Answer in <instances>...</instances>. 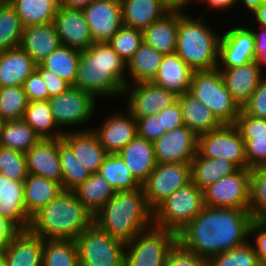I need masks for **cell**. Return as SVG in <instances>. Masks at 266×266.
Here are the masks:
<instances>
[{
  "label": "cell",
  "mask_w": 266,
  "mask_h": 266,
  "mask_svg": "<svg viewBox=\"0 0 266 266\" xmlns=\"http://www.w3.org/2000/svg\"><path fill=\"white\" fill-rule=\"evenodd\" d=\"M252 221L249 210L205 206L177 234L178 243L194 255L210 260L249 241Z\"/></svg>",
  "instance_id": "6da1fadb"
},
{
  "label": "cell",
  "mask_w": 266,
  "mask_h": 266,
  "mask_svg": "<svg viewBox=\"0 0 266 266\" xmlns=\"http://www.w3.org/2000/svg\"><path fill=\"white\" fill-rule=\"evenodd\" d=\"M125 68L127 63L108 43L94 42L81 51L73 87L91 94L95 99L102 95L121 97L124 87L130 84Z\"/></svg>",
  "instance_id": "7a4b0ae2"
},
{
  "label": "cell",
  "mask_w": 266,
  "mask_h": 266,
  "mask_svg": "<svg viewBox=\"0 0 266 266\" xmlns=\"http://www.w3.org/2000/svg\"><path fill=\"white\" fill-rule=\"evenodd\" d=\"M94 223L124 244L152 228L153 211L147 204L143 187L115 192L94 215Z\"/></svg>",
  "instance_id": "3957f363"
},
{
  "label": "cell",
  "mask_w": 266,
  "mask_h": 266,
  "mask_svg": "<svg viewBox=\"0 0 266 266\" xmlns=\"http://www.w3.org/2000/svg\"><path fill=\"white\" fill-rule=\"evenodd\" d=\"M94 223V215L72 191H62L31 217L29 230L45 240H75Z\"/></svg>",
  "instance_id": "277c9868"
},
{
  "label": "cell",
  "mask_w": 266,
  "mask_h": 266,
  "mask_svg": "<svg viewBox=\"0 0 266 266\" xmlns=\"http://www.w3.org/2000/svg\"><path fill=\"white\" fill-rule=\"evenodd\" d=\"M204 15L193 18L178 11L175 53L194 71L217 68L221 35L203 22Z\"/></svg>",
  "instance_id": "5b68a950"
},
{
  "label": "cell",
  "mask_w": 266,
  "mask_h": 266,
  "mask_svg": "<svg viewBox=\"0 0 266 266\" xmlns=\"http://www.w3.org/2000/svg\"><path fill=\"white\" fill-rule=\"evenodd\" d=\"M189 93L204 103L222 125H234L241 108L233 100L218 68L194 71Z\"/></svg>",
  "instance_id": "8992f818"
},
{
  "label": "cell",
  "mask_w": 266,
  "mask_h": 266,
  "mask_svg": "<svg viewBox=\"0 0 266 266\" xmlns=\"http://www.w3.org/2000/svg\"><path fill=\"white\" fill-rule=\"evenodd\" d=\"M204 207V191L190 182L153 211V226L178 234Z\"/></svg>",
  "instance_id": "52a82bcc"
},
{
  "label": "cell",
  "mask_w": 266,
  "mask_h": 266,
  "mask_svg": "<svg viewBox=\"0 0 266 266\" xmlns=\"http://www.w3.org/2000/svg\"><path fill=\"white\" fill-rule=\"evenodd\" d=\"M177 243L176 233L153 226L125 244L124 266H165Z\"/></svg>",
  "instance_id": "ba28073f"
},
{
  "label": "cell",
  "mask_w": 266,
  "mask_h": 266,
  "mask_svg": "<svg viewBox=\"0 0 266 266\" xmlns=\"http://www.w3.org/2000/svg\"><path fill=\"white\" fill-rule=\"evenodd\" d=\"M79 266H124L125 244L95 223L75 239Z\"/></svg>",
  "instance_id": "9c48e42d"
},
{
  "label": "cell",
  "mask_w": 266,
  "mask_h": 266,
  "mask_svg": "<svg viewBox=\"0 0 266 266\" xmlns=\"http://www.w3.org/2000/svg\"><path fill=\"white\" fill-rule=\"evenodd\" d=\"M197 153L205 158L229 160L239 169L247 168L245 142L235 125H222L198 135Z\"/></svg>",
  "instance_id": "30bf717a"
},
{
  "label": "cell",
  "mask_w": 266,
  "mask_h": 266,
  "mask_svg": "<svg viewBox=\"0 0 266 266\" xmlns=\"http://www.w3.org/2000/svg\"><path fill=\"white\" fill-rule=\"evenodd\" d=\"M250 169H238L209 185L204 191V204L213 208L249 210Z\"/></svg>",
  "instance_id": "8fae6325"
},
{
  "label": "cell",
  "mask_w": 266,
  "mask_h": 266,
  "mask_svg": "<svg viewBox=\"0 0 266 266\" xmlns=\"http://www.w3.org/2000/svg\"><path fill=\"white\" fill-rule=\"evenodd\" d=\"M190 182V163H157L142 183L149 208L154 211L174 191Z\"/></svg>",
  "instance_id": "7c38bea8"
},
{
  "label": "cell",
  "mask_w": 266,
  "mask_h": 266,
  "mask_svg": "<svg viewBox=\"0 0 266 266\" xmlns=\"http://www.w3.org/2000/svg\"><path fill=\"white\" fill-rule=\"evenodd\" d=\"M55 124L61 132L64 126H78L91 121L96 109V99L76 87H70L60 95L48 99ZM90 119V120H89Z\"/></svg>",
  "instance_id": "4fadbf2b"
},
{
  "label": "cell",
  "mask_w": 266,
  "mask_h": 266,
  "mask_svg": "<svg viewBox=\"0 0 266 266\" xmlns=\"http://www.w3.org/2000/svg\"><path fill=\"white\" fill-rule=\"evenodd\" d=\"M123 95H128L126 109L135 118L156 114L175 103L178 97L175 93L167 91L152 82L128 84L124 87Z\"/></svg>",
  "instance_id": "5bb4252c"
},
{
  "label": "cell",
  "mask_w": 266,
  "mask_h": 266,
  "mask_svg": "<svg viewBox=\"0 0 266 266\" xmlns=\"http://www.w3.org/2000/svg\"><path fill=\"white\" fill-rule=\"evenodd\" d=\"M255 60V40L250 28L236 26L221 35L218 62L222 63L217 65L218 69L238 67Z\"/></svg>",
  "instance_id": "9a60e30c"
},
{
  "label": "cell",
  "mask_w": 266,
  "mask_h": 266,
  "mask_svg": "<svg viewBox=\"0 0 266 266\" xmlns=\"http://www.w3.org/2000/svg\"><path fill=\"white\" fill-rule=\"evenodd\" d=\"M153 144L157 163H190L197 153L198 136L184 125L165 132Z\"/></svg>",
  "instance_id": "2e32d148"
},
{
  "label": "cell",
  "mask_w": 266,
  "mask_h": 266,
  "mask_svg": "<svg viewBox=\"0 0 266 266\" xmlns=\"http://www.w3.org/2000/svg\"><path fill=\"white\" fill-rule=\"evenodd\" d=\"M53 24L63 46L83 51L94 43L82 10L59 5Z\"/></svg>",
  "instance_id": "e0dca14e"
},
{
  "label": "cell",
  "mask_w": 266,
  "mask_h": 266,
  "mask_svg": "<svg viewBox=\"0 0 266 266\" xmlns=\"http://www.w3.org/2000/svg\"><path fill=\"white\" fill-rule=\"evenodd\" d=\"M94 42L107 43L123 26L122 6L107 0H94L83 10Z\"/></svg>",
  "instance_id": "ac0fdd59"
},
{
  "label": "cell",
  "mask_w": 266,
  "mask_h": 266,
  "mask_svg": "<svg viewBox=\"0 0 266 266\" xmlns=\"http://www.w3.org/2000/svg\"><path fill=\"white\" fill-rule=\"evenodd\" d=\"M99 127L91 130L108 154H117L138 135L137 120L128 110L125 116L115 113L106 117Z\"/></svg>",
  "instance_id": "d6986e66"
},
{
  "label": "cell",
  "mask_w": 266,
  "mask_h": 266,
  "mask_svg": "<svg viewBox=\"0 0 266 266\" xmlns=\"http://www.w3.org/2000/svg\"><path fill=\"white\" fill-rule=\"evenodd\" d=\"M44 239L19 230L1 249L7 266H42Z\"/></svg>",
  "instance_id": "ffe728a7"
},
{
  "label": "cell",
  "mask_w": 266,
  "mask_h": 266,
  "mask_svg": "<svg viewBox=\"0 0 266 266\" xmlns=\"http://www.w3.org/2000/svg\"><path fill=\"white\" fill-rule=\"evenodd\" d=\"M27 173L56 181L62 186L59 139H40L26 153Z\"/></svg>",
  "instance_id": "44dd1931"
},
{
  "label": "cell",
  "mask_w": 266,
  "mask_h": 266,
  "mask_svg": "<svg viewBox=\"0 0 266 266\" xmlns=\"http://www.w3.org/2000/svg\"><path fill=\"white\" fill-rule=\"evenodd\" d=\"M262 69L256 61L238 67L219 69L226 88L241 109L250 101L259 85L264 71Z\"/></svg>",
  "instance_id": "7402d4cb"
},
{
  "label": "cell",
  "mask_w": 266,
  "mask_h": 266,
  "mask_svg": "<svg viewBox=\"0 0 266 266\" xmlns=\"http://www.w3.org/2000/svg\"><path fill=\"white\" fill-rule=\"evenodd\" d=\"M0 216L10 221L18 230H28L31 217L24 204L23 181L10 180L0 174Z\"/></svg>",
  "instance_id": "603a6c76"
},
{
  "label": "cell",
  "mask_w": 266,
  "mask_h": 266,
  "mask_svg": "<svg viewBox=\"0 0 266 266\" xmlns=\"http://www.w3.org/2000/svg\"><path fill=\"white\" fill-rule=\"evenodd\" d=\"M62 140L86 169L91 173H98L108 153L92 130H69L63 134Z\"/></svg>",
  "instance_id": "cb8c5ba5"
},
{
  "label": "cell",
  "mask_w": 266,
  "mask_h": 266,
  "mask_svg": "<svg viewBox=\"0 0 266 266\" xmlns=\"http://www.w3.org/2000/svg\"><path fill=\"white\" fill-rule=\"evenodd\" d=\"M60 46L61 42L53 23L23 27L19 47L26 52L36 64H40L49 54Z\"/></svg>",
  "instance_id": "d4e9b609"
},
{
  "label": "cell",
  "mask_w": 266,
  "mask_h": 266,
  "mask_svg": "<svg viewBox=\"0 0 266 266\" xmlns=\"http://www.w3.org/2000/svg\"><path fill=\"white\" fill-rule=\"evenodd\" d=\"M193 72L176 53L166 54L151 82L179 96L189 92Z\"/></svg>",
  "instance_id": "484cf974"
},
{
  "label": "cell",
  "mask_w": 266,
  "mask_h": 266,
  "mask_svg": "<svg viewBox=\"0 0 266 266\" xmlns=\"http://www.w3.org/2000/svg\"><path fill=\"white\" fill-rule=\"evenodd\" d=\"M118 154L141 184L149 177L157 164L153 142H149L138 135Z\"/></svg>",
  "instance_id": "4316f807"
},
{
  "label": "cell",
  "mask_w": 266,
  "mask_h": 266,
  "mask_svg": "<svg viewBox=\"0 0 266 266\" xmlns=\"http://www.w3.org/2000/svg\"><path fill=\"white\" fill-rule=\"evenodd\" d=\"M36 65L20 47L0 51V87L22 86Z\"/></svg>",
  "instance_id": "83f0119b"
},
{
  "label": "cell",
  "mask_w": 266,
  "mask_h": 266,
  "mask_svg": "<svg viewBox=\"0 0 266 266\" xmlns=\"http://www.w3.org/2000/svg\"><path fill=\"white\" fill-rule=\"evenodd\" d=\"M121 6L123 25L141 31L170 12L159 0H126Z\"/></svg>",
  "instance_id": "f1b7e54d"
},
{
  "label": "cell",
  "mask_w": 266,
  "mask_h": 266,
  "mask_svg": "<svg viewBox=\"0 0 266 266\" xmlns=\"http://www.w3.org/2000/svg\"><path fill=\"white\" fill-rule=\"evenodd\" d=\"M184 125L197 136L216 130L222 124L216 119L212 111L189 92L177 97Z\"/></svg>",
  "instance_id": "f546056e"
},
{
  "label": "cell",
  "mask_w": 266,
  "mask_h": 266,
  "mask_svg": "<svg viewBox=\"0 0 266 266\" xmlns=\"http://www.w3.org/2000/svg\"><path fill=\"white\" fill-rule=\"evenodd\" d=\"M178 11H170L163 18L143 30V41L162 54L176 51Z\"/></svg>",
  "instance_id": "4dcf8cb0"
},
{
  "label": "cell",
  "mask_w": 266,
  "mask_h": 266,
  "mask_svg": "<svg viewBox=\"0 0 266 266\" xmlns=\"http://www.w3.org/2000/svg\"><path fill=\"white\" fill-rule=\"evenodd\" d=\"M23 183L24 204L30 217L42 207L47 206L63 191L60 183L30 173L27 174Z\"/></svg>",
  "instance_id": "1f68e13d"
},
{
  "label": "cell",
  "mask_w": 266,
  "mask_h": 266,
  "mask_svg": "<svg viewBox=\"0 0 266 266\" xmlns=\"http://www.w3.org/2000/svg\"><path fill=\"white\" fill-rule=\"evenodd\" d=\"M191 182L204 190L222 177L236 172L239 168L226 159H211L201 157L198 153L190 162Z\"/></svg>",
  "instance_id": "d6a6232c"
},
{
  "label": "cell",
  "mask_w": 266,
  "mask_h": 266,
  "mask_svg": "<svg viewBox=\"0 0 266 266\" xmlns=\"http://www.w3.org/2000/svg\"><path fill=\"white\" fill-rule=\"evenodd\" d=\"M164 54L143 42L127 62V72L135 83L151 82L157 74Z\"/></svg>",
  "instance_id": "836d02e7"
},
{
  "label": "cell",
  "mask_w": 266,
  "mask_h": 266,
  "mask_svg": "<svg viewBox=\"0 0 266 266\" xmlns=\"http://www.w3.org/2000/svg\"><path fill=\"white\" fill-rule=\"evenodd\" d=\"M73 192L93 215L115 194L110 183L99 173H91L90 177Z\"/></svg>",
  "instance_id": "e575fe53"
},
{
  "label": "cell",
  "mask_w": 266,
  "mask_h": 266,
  "mask_svg": "<svg viewBox=\"0 0 266 266\" xmlns=\"http://www.w3.org/2000/svg\"><path fill=\"white\" fill-rule=\"evenodd\" d=\"M20 17L23 27L53 23L59 0H8Z\"/></svg>",
  "instance_id": "d590c367"
},
{
  "label": "cell",
  "mask_w": 266,
  "mask_h": 266,
  "mask_svg": "<svg viewBox=\"0 0 266 266\" xmlns=\"http://www.w3.org/2000/svg\"><path fill=\"white\" fill-rule=\"evenodd\" d=\"M23 120L41 139H59L64 134L55 124L48 100L30 101Z\"/></svg>",
  "instance_id": "8d00e7d4"
},
{
  "label": "cell",
  "mask_w": 266,
  "mask_h": 266,
  "mask_svg": "<svg viewBox=\"0 0 266 266\" xmlns=\"http://www.w3.org/2000/svg\"><path fill=\"white\" fill-rule=\"evenodd\" d=\"M98 173L110 183L115 192L138 189L142 186L118 153L108 154Z\"/></svg>",
  "instance_id": "74e56055"
},
{
  "label": "cell",
  "mask_w": 266,
  "mask_h": 266,
  "mask_svg": "<svg viewBox=\"0 0 266 266\" xmlns=\"http://www.w3.org/2000/svg\"><path fill=\"white\" fill-rule=\"evenodd\" d=\"M41 138L23 120L6 121L0 138V146L26 153Z\"/></svg>",
  "instance_id": "f35d334b"
},
{
  "label": "cell",
  "mask_w": 266,
  "mask_h": 266,
  "mask_svg": "<svg viewBox=\"0 0 266 266\" xmlns=\"http://www.w3.org/2000/svg\"><path fill=\"white\" fill-rule=\"evenodd\" d=\"M80 55V50L61 45L40 64L73 86L77 75Z\"/></svg>",
  "instance_id": "ab89813d"
},
{
  "label": "cell",
  "mask_w": 266,
  "mask_h": 266,
  "mask_svg": "<svg viewBox=\"0 0 266 266\" xmlns=\"http://www.w3.org/2000/svg\"><path fill=\"white\" fill-rule=\"evenodd\" d=\"M59 157L62 168V189L73 192L90 177L91 172L78 161L62 138H59Z\"/></svg>",
  "instance_id": "60d3db41"
},
{
  "label": "cell",
  "mask_w": 266,
  "mask_h": 266,
  "mask_svg": "<svg viewBox=\"0 0 266 266\" xmlns=\"http://www.w3.org/2000/svg\"><path fill=\"white\" fill-rule=\"evenodd\" d=\"M42 266H79L75 240L44 239Z\"/></svg>",
  "instance_id": "b9f144b4"
},
{
  "label": "cell",
  "mask_w": 266,
  "mask_h": 266,
  "mask_svg": "<svg viewBox=\"0 0 266 266\" xmlns=\"http://www.w3.org/2000/svg\"><path fill=\"white\" fill-rule=\"evenodd\" d=\"M23 25L9 1L0 3V51L19 47Z\"/></svg>",
  "instance_id": "7bdbcfd3"
},
{
  "label": "cell",
  "mask_w": 266,
  "mask_h": 266,
  "mask_svg": "<svg viewBox=\"0 0 266 266\" xmlns=\"http://www.w3.org/2000/svg\"><path fill=\"white\" fill-rule=\"evenodd\" d=\"M28 103L22 86L0 87V116L5 121L23 119Z\"/></svg>",
  "instance_id": "ee69618b"
},
{
  "label": "cell",
  "mask_w": 266,
  "mask_h": 266,
  "mask_svg": "<svg viewBox=\"0 0 266 266\" xmlns=\"http://www.w3.org/2000/svg\"><path fill=\"white\" fill-rule=\"evenodd\" d=\"M250 206L253 219L266 217V165L250 169Z\"/></svg>",
  "instance_id": "f6af8a7d"
},
{
  "label": "cell",
  "mask_w": 266,
  "mask_h": 266,
  "mask_svg": "<svg viewBox=\"0 0 266 266\" xmlns=\"http://www.w3.org/2000/svg\"><path fill=\"white\" fill-rule=\"evenodd\" d=\"M143 42V31L123 25L107 43L127 63Z\"/></svg>",
  "instance_id": "bcb514c9"
},
{
  "label": "cell",
  "mask_w": 266,
  "mask_h": 266,
  "mask_svg": "<svg viewBox=\"0 0 266 266\" xmlns=\"http://www.w3.org/2000/svg\"><path fill=\"white\" fill-rule=\"evenodd\" d=\"M209 263L210 266H261L250 241L230 251L217 254L209 260Z\"/></svg>",
  "instance_id": "7dc6e473"
},
{
  "label": "cell",
  "mask_w": 266,
  "mask_h": 266,
  "mask_svg": "<svg viewBox=\"0 0 266 266\" xmlns=\"http://www.w3.org/2000/svg\"><path fill=\"white\" fill-rule=\"evenodd\" d=\"M0 174L10 180L24 181L28 174L25 154L0 146Z\"/></svg>",
  "instance_id": "c3c4849f"
},
{
  "label": "cell",
  "mask_w": 266,
  "mask_h": 266,
  "mask_svg": "<svg viewBox=\"0 0 266 266\" xmlns=\"http://www.w3.org/2000/svg\"><path fill=\"white\" fill-rule=\"evenodd\" d=\"M242 139L266 136V119L249 115L243 108L234 124Z\"/></svg>",
  "instance_id": "681fc988"
},
{
  "label": "cell",
  "mask_w": 266,
  "mask_h": 266,
  "mask_svg": "<svg viewBox=\"0 0 266 266\" xmlns=\"http://www.w3.org/2000/svg\"><path fill=\"white\" fill-rule=\"evenodd\" d=\"M135 119L137 120L138 136L149 142H155L167 132L162 123V110L151 116Z\"/></svg>",
  "instance_id": "f907efd6"
},
{
  "label": "cell",
  "mask_w": 266,
  "mask_h": 266,
  "mask_svg": "<svg viewBox=\"0 0 266 266\" xmlns=\"http://www.w3.org/2000/svg\"><path fill=\"white\" fill-rule=\"evenodd\" d=\"M247 168L252 169L266 165V136L243 139Z\"/></svg>",
  "instance_id": "816d5d0a"
},
{
  "label": "cell",
  "mask_w": 266,
  "mask_h": 266,
  "mask_svg": "<svg viewBox=\"0 0 266 266\" xmlns=\"http://www.w3.org/2000/svg\"><path fill=\"white\" fill-rule=\"evenodd\" d=\"M165 266H210L209 260L198 257L177 243L167 257Z\"/></svg>",
  "instance_id": "f5cc1de1"
},
{
  "label": "cell",
  "mask_w": 266,
  "mask_h": 266,
  "mask_svg": "<svg viewBox=\"0 0 266 266\" xmlns=\"http://www.w3.org/2000/svg\"><path fill=\"white\" fill-rule=\"evenodd\" d=\"M243 109L251 116L266 119V77L262 76L250 101Z\"/></svg>",
  "instance_id": "db71d44e"
},
{
  "label": "cell",
  "mask_w": 266,
  "mask_h": 266,
  "mask_svg": "<svg viewBox=\"0 0 266 266\" xmlns=\"http://www.w3.org/2000/svg\"><path fill=\"white\" fill-rule=\"evenodd\" d=\"M22 87L27 95L29 102L49 99V93L46 83L37 70H35L26 78V80L23 82Z\"/></svg>",
  "instance_id": "11a10c76"
},
{
  "label": "cell",
  "mask_w": 266,
  "mask_h": 266,
  "mask_svg": "<svg viewBox=\"0 0 266 266\" xmlns=\"http://www.w3.org/2000/svg\"><path fill=\"white\" fill-rule=\"evenodd\" d=\"M254 234V246L261 266H266V223L263 220L253 219L249 229V236Z\"/></svg>",
  "instance_id": "9f6ffc18"
},
{
  "label": "cell",
  "mask_w": 266,
  "mask_h": 266,
  "mask_svg": "<svg viewBox=\"0 0 266 266\" xmlns=\"http://www.w3.org/2000/svg\"><path fill=\"white\" fill-rule=\"evenodd\" d=\"M36 70L40 73L42 79L46 83L49 98L60 95L72 87L69 82L54 74L52 71L45 69L41 64L36 65Z\"/></svg>",
  "instance_id": "6f0895ef"
},
{
  "label": "cell",
  "mask_w": 266,
  "mask_h": 266,
  "mask_svg": "<svg viewBox=\"0 0 266 266\" xmlns=\"http://www.w3.org/2000/svg\"><path fill=\"white\" fill-rule=\"evenodd\" d=\"M162 123L166 131L184 126L183 116L178 100L168 108L162 110Z\"/></svg>",
  "instance_id": "680465c9"
},
{
  "label": "cell",
  "mask_w": 266,
  "mask_h": 266,
  "mask_svg": "<svg viewBox=\"0 0 266 266\" xmlns=\"http://www.w3.org/2000/svg\"><path fill=\"white\" fill-rule=\"evenodd\" d=\"M19 230L6 218L0 216V249L18 232Z\"/></svg>",
  "instance_id": "91938a15"
},
{
  "label": "cell",
  "mask_w": 266,
  "mask_h": 266,
  "mask_svg": "<svg viewBox=\"0 0 266 266\" xmlns=\"http://www.w3.org/2000/svg\"><path fill=\"white\" fill-rule=\"evenodd\" d=\"M199 1V0H197ZM200 1H204L207 5V8L210 7L213 8V9H217V10H220L222 9L223 10H226L231 8L236 2H238V0H200Z\"/></svg>",
  "instance_id": "94428289"
},
{
  "label": "cell",
  "mask_w": 266,
  "mask_h": 266,
  "mask_svg": "<svg viewBox=\"0 0 266 266\" xmlns=\"http://www.w3.org/2000/svg\"><path fill=\"white\" fill-rule=\"evenodd\" d=\"M163 5H165L169 11H181L186 8V5H190L194 0H159ZM196 1V0H195Z\"/></svg>",
  "instance_id": "6125c7cd"
},
{
  "label": "cell",
  "mask_w": 266,
  "mask_h": 266,
  "mask_svg": "<svg viewBox=\"0 0 266 266\" xmlns=\"http://www.w3.org/2000/svg\"><path fill=\"white\" fill-rule=\"evenodd\" d=\"M94 0H59V5L72 9L83 10Z\"/></svg>",
  "instance_id": "be15d7a7"
},
{
  "label": "cell",
  "mask_w": 266,
  "mask_h": 266,
  "mask_svg": "<svg viewBox=\"0 0 266 266\" xmlns=\"http://www.w3.org/2000/svg\"><path fill=\"white\" fill-rule=\"evenodd\" d=\"M252 13H254V18L260 27H266V1Z\"/></svg>",
  "instance_id": "e7e4bbea"
},
{
  "label": "cell",
  "mask_w": 266,
  "mask_h": 266,
  "mask_svg": "<svg viewBox=\"0 0 266 266\" xmlns=\"http://www.w3.org/2000/svg\"><path fill=\"white\" fill-rule=\"evenodd\" d=\"M255 57L261 68L266 66V46H255Z\"/></svg>",
  "instance_id": "03108f58"
},
{
  "label": "cell",
  "mask_w": 266,
  "mask_h": 266,
  "mask_svg": "<svg viewBox=\"0 0 266 266\" xmlns=\"http://www.w3.org/2000/svg\"><path fill=\"white\" fill-rule=\"evenodd\" d=\"M255 46H266V27H261V31L258 33L253 30Z\"/></svg>",
  "instance_id": "003e7915"
},
{
  "label": "cell",
  "mask_w": 266,
  "mask_h": 266,
  "mask_svg": "<svg viewBox=\"0 0 266 266\" xmlns=\"http://www.w3.org/2000/svg\"><path fill=\"white\" fill-rule=\"evenodd\" d=\"M240 1V0H238ZM266 0H242L243 5L251 11V13L259 8Z\"/></svg>",
  "instance_id": "a7ac6f4b"
},
{
  "label": "cell",
  "mask_w": 266,
  "mask_h": 266,
  "mask_svg": "<svg viewBox=\"0 0 266 266\" xmlns=\"http://www.w3.org/2000/svg\"><path fill=\"white\" fill-rule=\"evenodd\" d=\"M5 122L6 121L0 116V138H1L2 129H3Z\"/></svg>",
  "instance_id": "89a4df30"
},
{
  "label": "cell",
  "mask_w": 266,
  "mask_h": 266,
  "mask_svg": "<svg viewBox=\"0 0 266 266\" xmlns=\"http://www.w3.org/2000/svg\"><path fill=\"white\" fill-rule=\"evenodd\" d=\"M0 266H7V263L5 261V258L3 257V255L0 252Z\"/></svg>",
  "instance_id": "2644e50d"
},
{
  "label": "cell",
  "mask_w": 266,
  "mask_h": 266,
  "mask_svg": "<svg viewBox=\"0 0 266 266\" xmlns=\"http://www.w3.org/2000/svg\"><path fill=\"white\" fill-rule=\"evenodd\" d=\"M109 2H114V3H117L119 5H122L126 0H107Z\"/></svg>",
  "instance_id": "8c879c8a"
},
{
  "label": "cell",
  "mask_w": 266,
  "mask_h": 266,
  "mask_svg": "<svg viewBox=\"0 0 266 266\" xmlns=\"http://www.w3.org/2000/svg\"><path fill=\"white\" fill-rule=\"evenodd\" d=\"M8 0H0V3L7 2Z\"/></svg>",
  "instance_id": "753ad0ef"
}]
</instances>
